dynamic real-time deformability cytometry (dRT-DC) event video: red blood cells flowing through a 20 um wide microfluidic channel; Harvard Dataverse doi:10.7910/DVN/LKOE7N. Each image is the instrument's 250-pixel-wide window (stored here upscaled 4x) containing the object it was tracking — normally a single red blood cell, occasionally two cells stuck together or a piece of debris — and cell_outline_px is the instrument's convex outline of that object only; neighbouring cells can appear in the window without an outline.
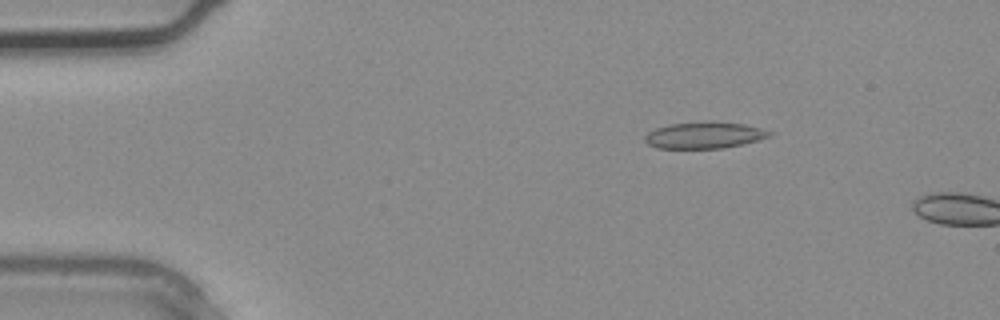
{"species": "common noctule bat (a hibernating species)", "species_latin": "Nyctalus noctula", "temperature_condition": "warm", "stored_images_in_passage": 2, "camera_frame_rate_fps": 3000, "um_per_image_px": 0.085, "animal": {"sex": "male", "body_mass_g": 20.4}, "frame": {"image": 1, "passage_image": 1, "time_ms": 0.0, "image_size_px": [1000, 320], "cell_outline_px": [[776, 132], [772, 136], [744, 144], [724, 148], [656, 148], [648, 144], [644, 140], [644, 136], [648, 132], [656, 128], [672, 124], [744, 124]], "centroid_in_image_um": [59.9, 11.54], "position_along_channel_um": 25.1, "area_um2": 18.5}}